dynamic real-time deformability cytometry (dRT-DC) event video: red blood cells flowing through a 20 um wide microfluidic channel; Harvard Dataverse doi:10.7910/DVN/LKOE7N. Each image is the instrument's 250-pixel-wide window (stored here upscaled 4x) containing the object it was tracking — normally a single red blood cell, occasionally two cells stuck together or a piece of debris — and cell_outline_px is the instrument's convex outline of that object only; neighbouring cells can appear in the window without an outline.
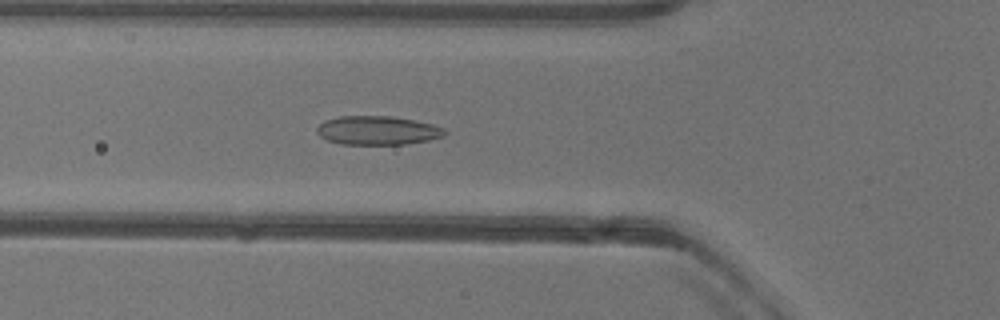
{"species": "common noctule bat (a hibernating species)", "species_latin": "Nyctalus noctula", "temperature_condition": "warm", "stored_images_in_passage": 51, "camera_frame_rate_fps": 3000, "um_per_image_px": 0.085, "animal": {"sex": "female"}, "frame": {"image": 1, "passage_image": 18, "time_ms": 5.667, "image_size_px": [1000, 320], "cell_outline_px": [[448, 132], [444, 136], [428, 140], [404, 144], [340, 144], [328, 140], [320, 136], [316, 132], [316, 128], [324, 120], [340, 116], [392, 116], [416, 120], [432, 124], [444, 128]], "centroid_in_image_um": [32.1, 11.08], "position_along_channel_um": 93.7, "area_um2": 21.56}}
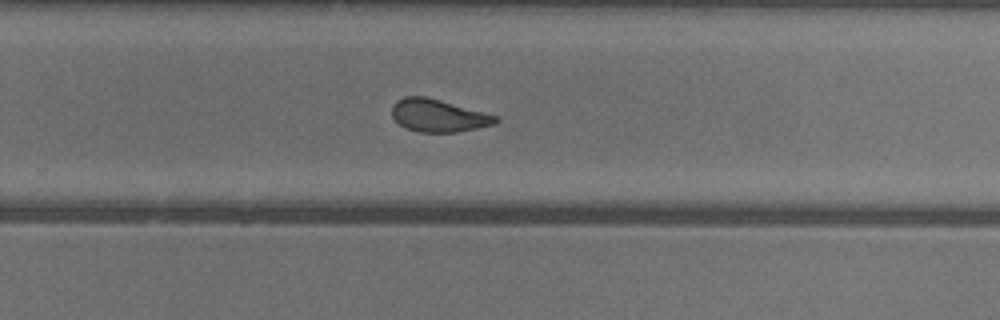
{"frame": {"image": 2, "passage_image": 33, "time_ms": 10.667, "image_size_px": [1000, 320], "cell_outline_px": [[500, 120], [496, 124], [456, 132], [420, 132], [404, 128], [392, 116], [392, 104], [396, 100], [404, 96], [424, 96], [440, 100], [500, 116]], "centroid_in_image_um": [37.27, 9.82], "position_along_channel_um": 292.5, "area_um2": 19.83}}
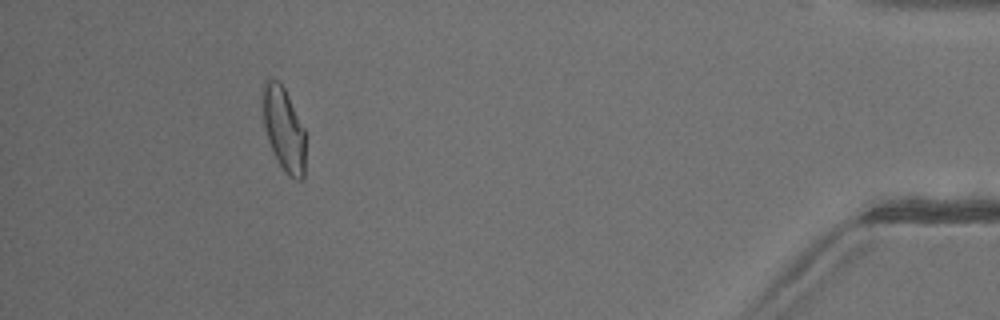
{"frame": {"image": 3, "passage_image": 47, "time_ms": 15.333, "image_size_px": [1000, 320], "cell_outline_px": [[304, 176], [300, 180], [296, 180], [288, 176], [280, 164], [268, 140], [264, 128], [264, 80], [276, 80], [284, 88], [304, 128]], "centroid_in_image_um": [24.14, 11.02], "position_along_channel_um": 411.1, "area_um2": 20.11}, "authors_computed_cell_mechanics": {"area_um2": 21.097, "velocity_mm_per_s": 3.9684, "shape_relaxation_time_tau1_ms": 8.5739, "shape_relaxation_time_tau2_ms": 1.2057, "deformation_change_tau1": 0.2082, "deformation_change_tau2": 0.0626}}